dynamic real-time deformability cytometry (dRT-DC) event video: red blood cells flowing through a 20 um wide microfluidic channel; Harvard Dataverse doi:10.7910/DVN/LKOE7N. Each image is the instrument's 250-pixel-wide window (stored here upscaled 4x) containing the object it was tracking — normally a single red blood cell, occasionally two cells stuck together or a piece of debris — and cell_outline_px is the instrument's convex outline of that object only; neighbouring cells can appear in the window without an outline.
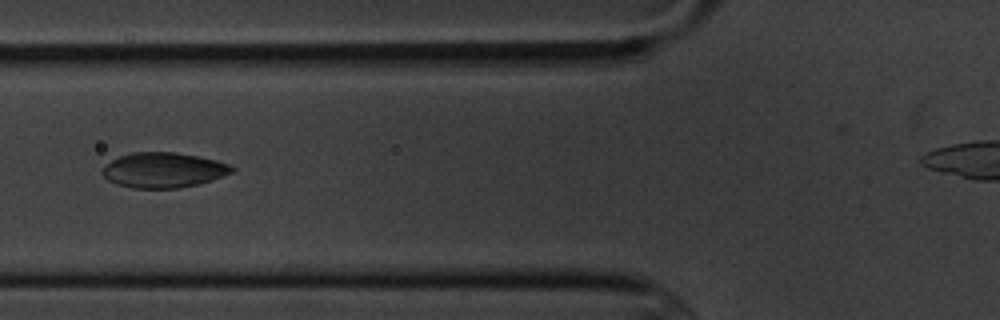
{"species": "common noctule bat (a hibernating species)", "species_latin": "Nyctalus noctula", "temperature_condition": "cold", "stored_images_in_passage": 14, "camera_frame_rate_fps": 3000, "um_per_image_px": 0.085, "animal": {"sex": "male", "body_mass_g": 20.1, "forearm_length_mm": 53.5}, "frame": {"image": 1, "passage_image": 6, "time_ms": 6.667, "image_size_px": [1000, 320], "cell_outline_px": [[236, 168], [232, 172], [212, 180], [196, 184], [176, 188], [132, 188], [116, 184], [108, 180], [100, 172], [112, 160], [120, 156], [132, 152], [176, 152], [216, 160], [232, 164]], "centroid_in_image_um": [13.9, 14.45], "position_along_channel_um": 111.9, "area_um2": 26.41}}
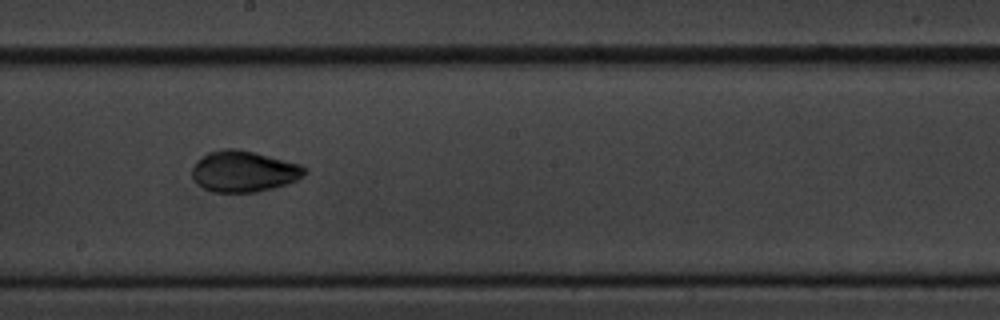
{"frame": {"image": 2, "passage_image": 9, "time_ms": 10.0, "image_size_px": [1000, 320], "cell_outline_px": [[308, 172], [304, 176], [288, 184], [256, 192], [212, 192], [204, 188], [192, 176], [192, 168], [208, 152], [224, 148], [240, 148], [256, 152], [300, 164], [308, 168]], "centroid_in_image_um": [20.79, 14.55], "position_along_channel_um": 227.4, "area_um2": 26.99}}
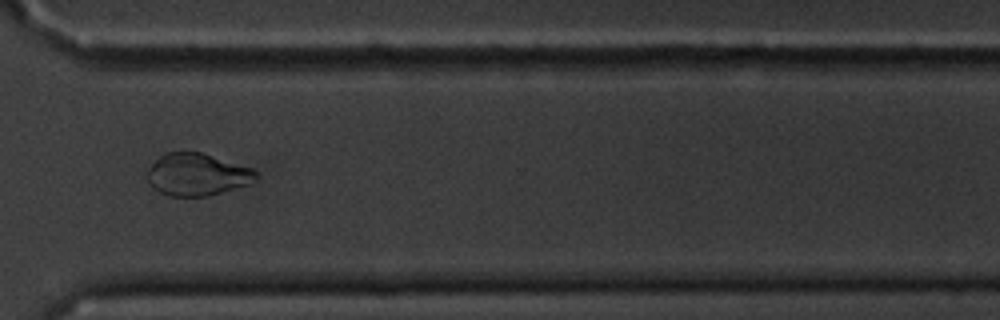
{"frame": {"image": 3, "passage_image": 12, "time_ms": 13.667, "image_size_px": [1000, 320], "cell_outline_px": [[256, 176], [248, 184], [208, 196], [168, 196], [152, 188], [148, 180], [148, 172], [152, 164], [164, 152], [200, 152], [252, 168], [256, 172]], "centroid_in_image_um": [16.71, 14.84], "position_along_channel_um": 353.9, "area_um2": 26.36}, "authors_computed_cell_mechanics": {"area_um2": 27.0504, "velocity_mm_per_s": 3.4528, "shape_relaxation_time_tau1_ms": 3.1373, "shape_relaxation_time_tau2_ms": null, "deformation_change_tau1": 0.1081, "deformation_change_tau2": null}}